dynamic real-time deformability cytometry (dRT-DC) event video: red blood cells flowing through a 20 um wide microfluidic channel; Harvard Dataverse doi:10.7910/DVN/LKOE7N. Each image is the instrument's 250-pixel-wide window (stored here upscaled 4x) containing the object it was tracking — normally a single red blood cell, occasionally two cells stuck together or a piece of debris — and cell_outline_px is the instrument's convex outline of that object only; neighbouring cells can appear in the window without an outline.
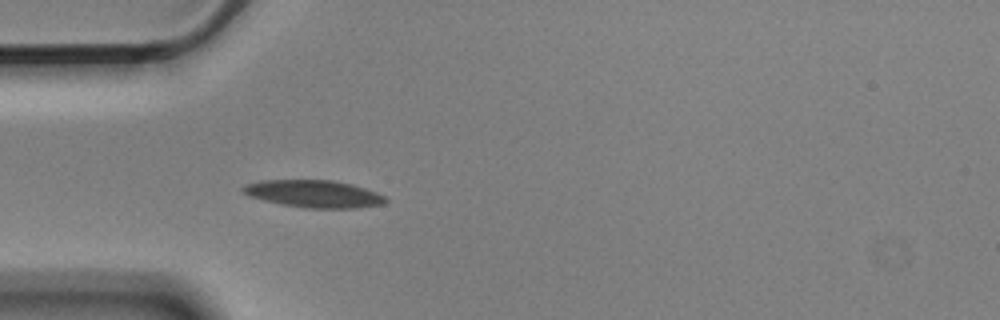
{"species": "Egyptian fruit bat (a non-hibernating species)", "species_latin": "Rousettus aegyptiacus", "temperature_condition": "cold", "stored_images_in_passage": 5, "camera_frame_rate_fps": 3000, "um_per_image_px": 0.085, "animal": {"sex": "male"}, "frame": {"image": 1, "passage_image": 5, "time_ms": 1.333, "image_size_px": [1000, 320], "cell_outline_px": [[388, 200], [384, 204], [356, 208], [304, 208], [264, 200], [248, 196], [240, 188], [244, 184], [260, 180], [332, 180], [352, 184], [376, 192], [384, 196]], "centroid_in_image_um": [26.66, 16.47], "position_along_channel_um": 58.3, "area_um2": 22.72}}